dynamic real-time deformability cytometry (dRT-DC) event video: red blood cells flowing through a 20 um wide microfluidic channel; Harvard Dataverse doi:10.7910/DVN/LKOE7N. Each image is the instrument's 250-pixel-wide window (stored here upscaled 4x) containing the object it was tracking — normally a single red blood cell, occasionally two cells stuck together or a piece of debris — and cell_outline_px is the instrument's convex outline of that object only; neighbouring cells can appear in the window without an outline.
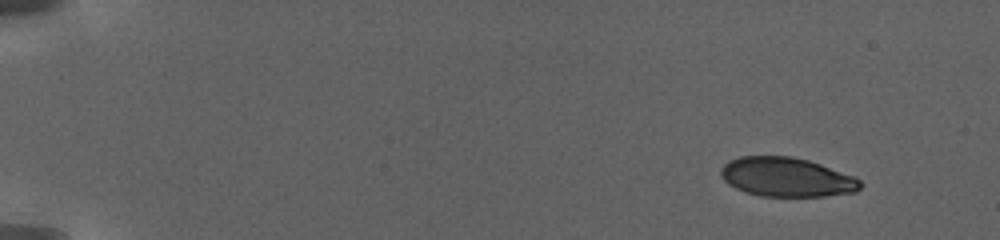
{"species": "human", "species_latin": "Homo sapiens", "temperature_condition": "warm", "stored_images_in_passage": 43, "camera_frame_rate_fps": 3000, "um_per_image_px": 0.085, "donor": {"sex": "female"}, "frame": {"image": 1, "passage_image": 1, "time_ms": 0.0, "image_size_px": [1000, 240], "cell_outline_px": [[864, 184], [856, 192], [824, 196], [760, 196], [736, 188], [728, 184], [720, 176], [720, 168], [728, 160], [740, 156], [792, 156], [808, 160], [820, 164], [852, 176], [860, 180]], "centroid_in_image_um": [66.84, 15.05], "position_along_channel_um": 18.2, "area_um2": 31.85}}
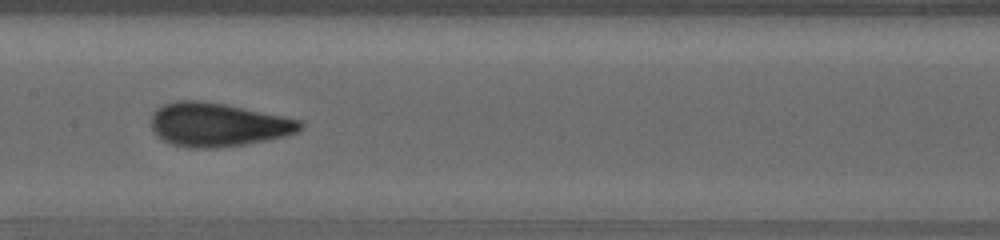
{"frame": {"image": 2, "passage_image": 21, "time_ms": 11.0, "image_size_px": [1000, 240], "cell_outline_px": [[304, 128], [296, 132], [284, 136], [244, 144], [216, 148], [188, 148], [168, 144], [156, 136], [152, 132], [152, 116], [164, 104], [176, 100], [200, 100], [224, 104], [284, 116], [300, 120], [304, 124]], "centroid_in_image_um": [18.49, 10.61], "position_along_channel_um": 188.9, "area_um2": 37.92}}
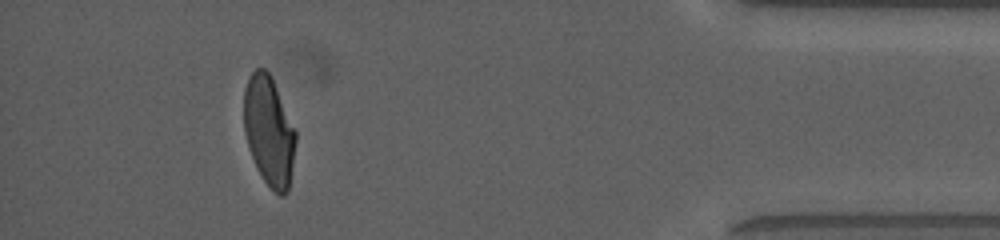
{"frame": {"image": 3, "passage_image": 38, "time_ms": 20.333, "image_size_px": [1000, 240], "cell_outline_px": [[296, 140], [288, 192], [284, 196], [280, 196], [264, 180], [252, 156], [244, 132], [244, 88], [248, 76], [256, 68], [264, 68], [268, 72], [276, 88], [296, 132]], "centroid_in_image_um": [22.85, 11.12], "position_along_channel_um": 412.3, "area_um2": 32.48}, "authors_computed_cell_mechanics": {"area_um2": 34.7956, "velocity_mm_per_s": 2.8833, "shape_relaxation_time_tau1_ms": 10.3588, "shape_relaxation_time_tau2_ms": null, "deformation_change_tau1": 0.2672, "deformation_change_tau2": null}}